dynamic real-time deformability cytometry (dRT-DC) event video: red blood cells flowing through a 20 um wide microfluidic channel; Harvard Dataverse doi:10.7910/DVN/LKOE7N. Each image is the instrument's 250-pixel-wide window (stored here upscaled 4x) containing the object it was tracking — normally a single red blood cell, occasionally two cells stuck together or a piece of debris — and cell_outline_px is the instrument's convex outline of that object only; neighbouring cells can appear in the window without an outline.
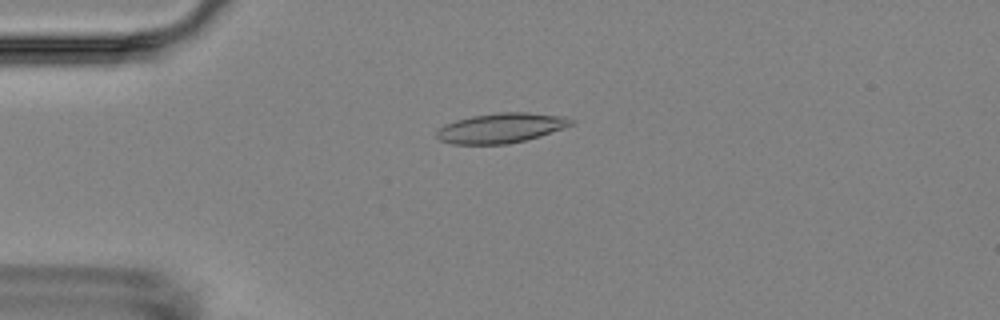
{"species": "Egyptian fruit bat (a non-hibernating species)", "species_latin": "Rousettus aegyptiacus", "temperature_condition": "room temperature", "stored_images_in_passage": 7, "camera_frame_rate_fps": 3000, "um_per_image_px": 0.085, "animal": {"sex": "female"}, "frame": {"image": 1, "passage_image": 2, "time_ms": 1.0, "image_size_px": [1000, 320], "cell_outline_px": [[576, 120], [572, 124], [540, 136], [508, 144], [452, 144], [440, 140], [436, 136], [436, 132], [444, 124], [456, 120], [472, 116], [496, 112], [528, 112], [564, 116]], "centroid_in_image_um": [42.57, 10.87], "position_along_channel_um": 42.4, "area_um2": 23.35}}
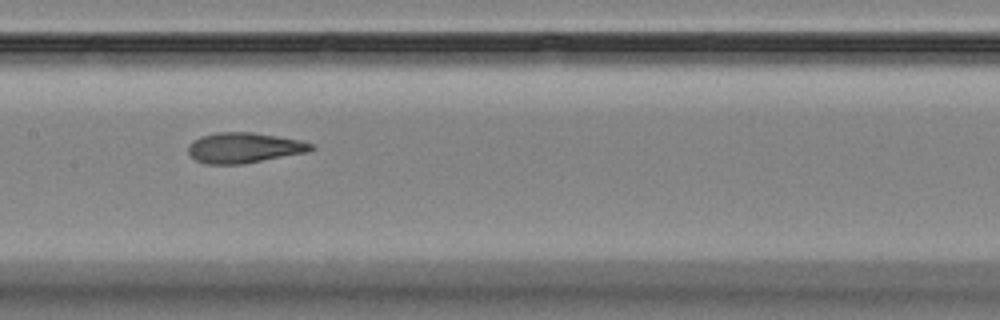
{"frame": {"image": 2, "passage_image": 6, "time_ms": 5.667, "image_size_px": [1000, 320], "cell_outline_px": [[316, 148], [304, 152], [244, 164], [208, 164], [196, 160], [188, 152], [188, 144], [192, 140], [200, 136], [216, 132], [252, 132], [300, 140], [312, 144]], "centroid_in_image_um": [20.69, 12.55], "position_along_channel_um": 186.7, "area_um2": 21.62}}
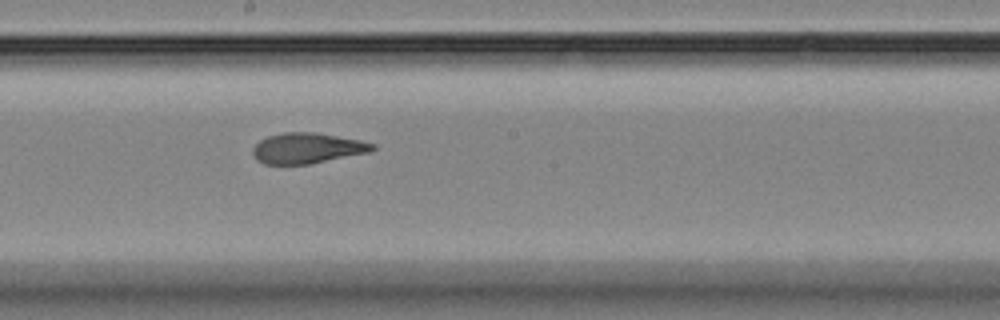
{"frame": {"image": 3, "passage_image": 7, "time_ms": 6.667, "image_size_px": [1000, 320], "cell_outline_px": [[376, 148], [368, 152], [312, 164], [264, 164], [256, 160], [252, 152], [252, 148], [260, 140], [268, 136], [284, 132], [312, 132], [360, 140], [376, 144]], "centroid_in_image_um": [26.09, 12.6], "position_along_channel_um": 222.1, "area_um2": 21.27}}